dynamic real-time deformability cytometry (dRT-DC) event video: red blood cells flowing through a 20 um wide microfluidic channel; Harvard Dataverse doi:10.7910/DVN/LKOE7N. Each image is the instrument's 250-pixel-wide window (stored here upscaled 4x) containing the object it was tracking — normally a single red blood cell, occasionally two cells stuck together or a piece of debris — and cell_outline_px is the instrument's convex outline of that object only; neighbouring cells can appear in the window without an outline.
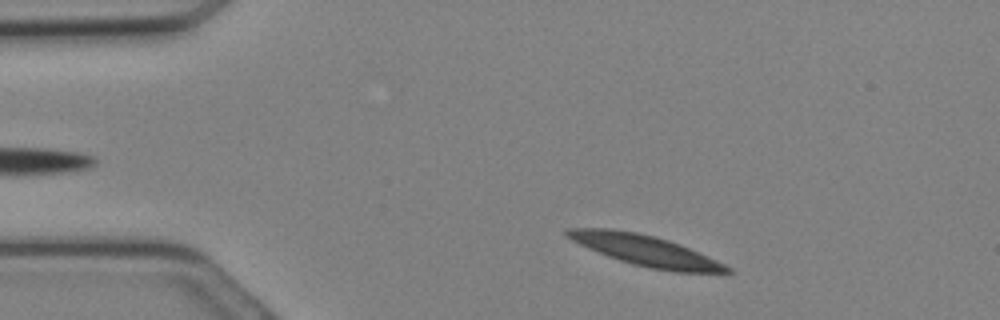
{"species": "Egyptian fruit bat (a non-hibernating species)", "species_latin": "Rousettus aegyptiacus", "temperature_condition": "cold", "stored_images_in_passage": 19, "camera_frame_rate_fps": 3000, "um_per_image_px": 0.085, "animal": {"sex": "female"}, "frame": {"image": 1, "passage_image": 2, "time_ms": 0.333, "image_size_px": [1000, 320], "cell_outline_px": [[732, 272], [672, 272], [648, 268], [632, 264], [608, 256], [588, 248], [564, 236], [564, 232], [568, 228], [612, 228], [636, 232], [656, 236], [680, 244], [716, 260], [732, 268]], "centroid_in_image_um": [54.83, 21.28], "position_along_channel_um": 30.2, "area_um2": 28.44}}
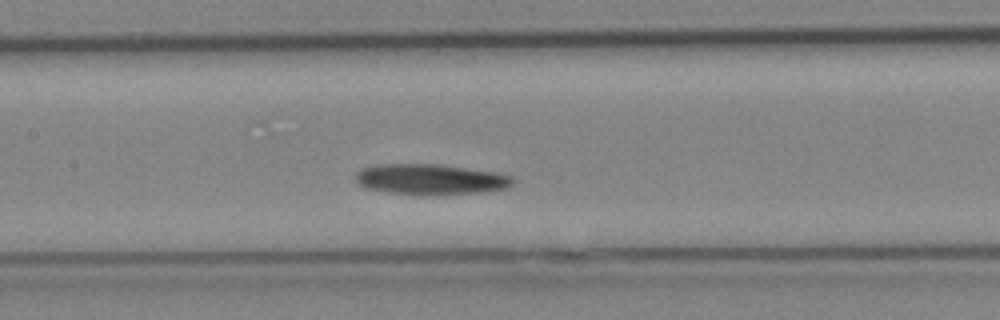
{"frame": {"image": 2, "passage_image": 11, "time_ms": 3.333, "image_size_px": [1000, 320], "cell_outline_px": [[512, 184], [508, 188], [480, 192], [436, 196], [420, 196], [388, 192], [364, 188], [356, 180], [356, 176], [364, 168], [380, 164], [440, 164], [496, 172], [512, 176]], "centroid_in_image_um": [36.62, 15.26], "position_along_channel_um": 170.8, "area_um2": 28.26}}
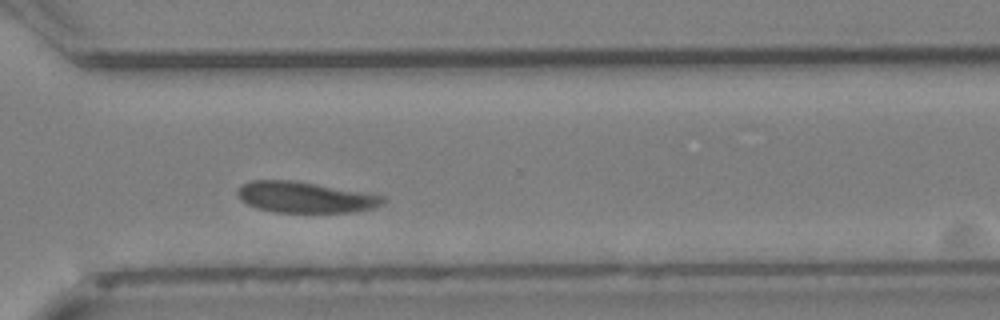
{"frame": {"image": 3, "passage_image": 19, "time_ms": 6.0, "image_size_px": [1000, 320], "cell_outline_px": [[384, 200], [376, 208], [356, 212], [276, 212], [260, 208], [248, 204], [240, 200], [236, 192], [240, 184], [248, 180], [296, 180], [384, 196]], "centroid_in_image_um": [25.89, 16.75], "position_along_channel_um": 344.7, "area_um2": 26.24}}